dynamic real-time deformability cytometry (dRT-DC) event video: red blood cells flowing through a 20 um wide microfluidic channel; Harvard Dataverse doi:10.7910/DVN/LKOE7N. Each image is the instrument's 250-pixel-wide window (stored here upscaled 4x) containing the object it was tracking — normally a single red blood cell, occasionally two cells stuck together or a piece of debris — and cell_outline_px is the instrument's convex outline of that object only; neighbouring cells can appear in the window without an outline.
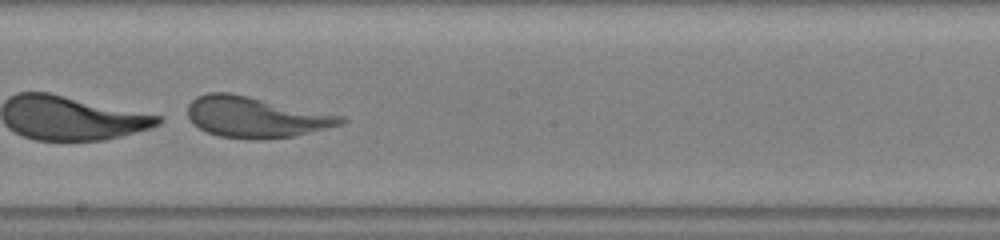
{"species": "human", "species_latin": "Homo sapiens", "temperature_condition": "warm", "stored_images_in_passage": 36, "camera_frame_rate_fps": 3000, "um_per_image_px": 0.085, "donor": {"sex": "male"}, "frame": {"image": 1, "passage_image": 18, "time_ms": 5.667, "image_size_px": [1000, 240], "cell_outline_px": [[348, 120], [340, 124], [292, 136], [260, 140], [220, 136], [208, 132], [192, 124], [188, 116], [188, 104], [196, 96], [208, 92], [228, 92], [248, 96], [344, 116]], "centroid_in_image_um": [21.68, 9.94], "position_along_channel_um": 226.5, "area_um2": 36.07}}